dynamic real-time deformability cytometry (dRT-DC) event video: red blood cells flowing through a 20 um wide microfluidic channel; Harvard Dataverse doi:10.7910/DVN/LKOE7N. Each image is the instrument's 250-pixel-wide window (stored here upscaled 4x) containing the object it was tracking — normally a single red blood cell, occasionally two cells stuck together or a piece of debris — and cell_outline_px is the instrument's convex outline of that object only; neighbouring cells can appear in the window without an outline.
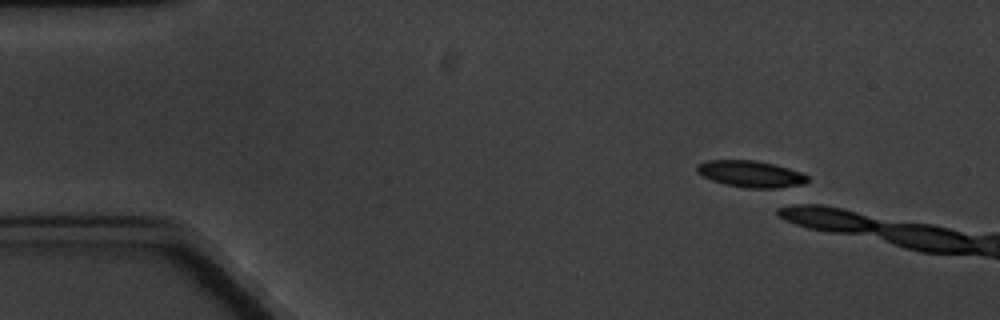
{"species": "common noctule bat (a hibernating species)", "species_latin": "Nyctalus noctula", "temperature_condition": "cold", "stored_images_in_passage": 1, "camera_frame_rate_fps": 3000, "um_per_image_px": 0.085, "animal": {"sex": "male", "body_mass_g": 20.1, "forearm_length_mm": 53.5}, "frame": {"image": 1, "passage_image": 1, "time_ms": 0.0, "image_size_px": [1000, 320], "cell_outline_px": [[808, 180], [804, 184], [796, 188], [744, 188], [724, 184], [712, 180], [696, 172], [696, 164], [708, 160], [756, 160], [788, 168], [800, 172], [808, 176]], "centroid_in_image_um": [63.84, 14.8], "position_along_channel_um": 21.2, "area_um2": 17.4}}